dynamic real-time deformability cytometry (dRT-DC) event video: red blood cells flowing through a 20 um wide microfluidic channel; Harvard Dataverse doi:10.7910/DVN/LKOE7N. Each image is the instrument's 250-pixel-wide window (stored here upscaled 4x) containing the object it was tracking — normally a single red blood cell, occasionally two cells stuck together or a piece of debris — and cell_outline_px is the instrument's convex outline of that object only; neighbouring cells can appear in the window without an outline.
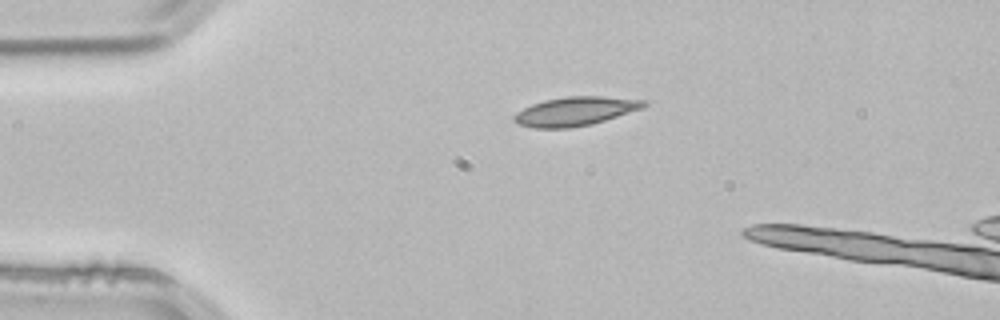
{"species": "common noctule bat (a hibernating species)", "species_latin": "Nyctalus noctula", "temperature_condition": "room temperature", "stored_images_in_passage": 6, "camera_frame_rate_fps": 3000, "um_per_image_px": 0.085, "animal": {"sex": "male", "body_mass_g": 21.5, "forearm_length_mm": 52.0}, "frame": {"image": 1, "passage_image": 1, "time_ms": 0.0, "image_size_px": [1000, 320], "cell_outline_px": [[648, 104], [644, 108], [592, 124], [572, 128], [532, 128], [516, 124], [512, 120], [512, 116], [516, 112], [532, 104], [544, 100], [568, 96], [600, 96], [644, 100]], "centroid_in_image_um": [48.86, 9.47], "position_along_channel_um": 36.1, "area_um2": 22.02}}